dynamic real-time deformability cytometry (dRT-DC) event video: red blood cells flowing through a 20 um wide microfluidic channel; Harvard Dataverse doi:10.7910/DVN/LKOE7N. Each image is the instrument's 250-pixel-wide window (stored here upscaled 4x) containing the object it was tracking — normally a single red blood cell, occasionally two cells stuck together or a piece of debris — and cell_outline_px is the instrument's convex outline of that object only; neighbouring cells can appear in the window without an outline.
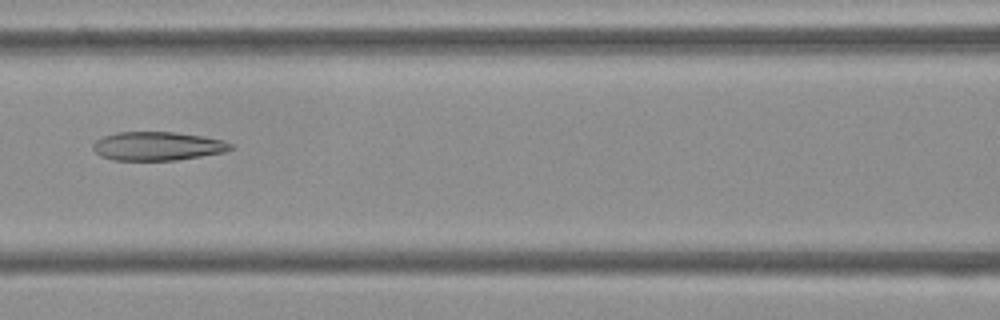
{"species": "Egyptian fruit bat (a non-hibernating species)", "species_latin": "Rousettus aegyptiacus", "temperature_condition": "cold", "stored_images_in_passage": 53, "camera_frame_rate_fps": 3000, "um_per_image_px": 0.085, "frame": {"image": 1, "passage_image": 23, "time_ms": 7.333, "image_size_px": [1000, 320], "cell_outline_px": [[232, 148], [224, 152], [176, 160], [112, 160], [100, 156], [92, 148], [92, 144], [96, 140], [104, 136], [116, 132], [176, 132], [224, 140], [232, 144]], "centroid_in_image_um": [13.35, 12.42], "position_along_channel_um": 153.2, "area_um2": 22.95}}
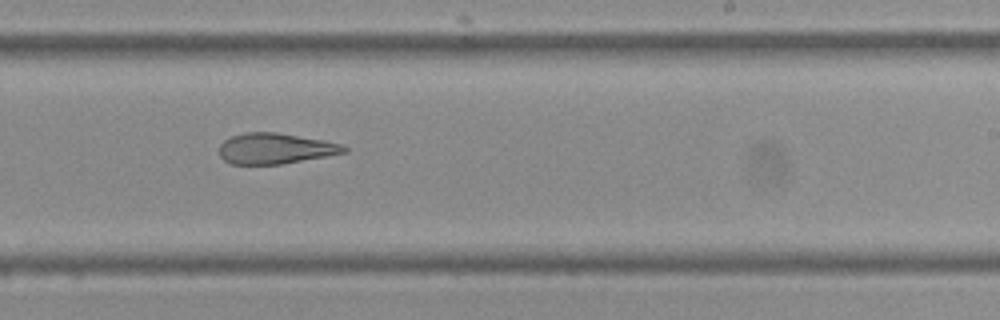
{"frame": {"image": 2, "passage_image": 32, "time_ms": 10.333, "image_size_px": [1000, 320], "cell_outline_px": [[348, 152], [280, 164], [232, 164], [224, 160], [220, 156], [220, 144], [224, 140], [232, 136], [244, 132], [276, 132], [324, 140], [340, 144], [348, 148]], "centroid_in_image_um": [23.39, 12.62], "position_along_channel_um": 265.6, "area_um2": 22.2}}
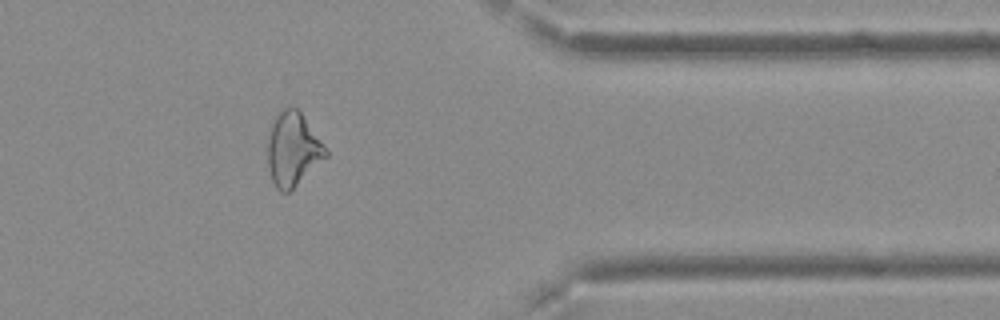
{"frame": {"image": 3, "passage_image": 43, "time_ms": 14.0, "image_size_px": [1000, 320], "cell_outline_px": [[328, 156], [288, 192], [280, 192], [276, 188], [272, 180], [268, 164], [268, 128], [272, 116], [280, 108], [296, 108], [300, 112], [328, 152]], "centroid_in_image_um": [24.84, 12.66], "position_along_channel_um": 386.6, "area_um2": 24.8}, "authors_computed_cell_mechanics": {"area_um2": 25.7788, "velocity_mm_per_s": 3.7534, "shape_relaxation_time_tau1_ms": null, "shape_relaxation_time_tau2_ms": 3.7414, "deformation_change_tau1": null, "deformation_change_tau2": 0.1296}}